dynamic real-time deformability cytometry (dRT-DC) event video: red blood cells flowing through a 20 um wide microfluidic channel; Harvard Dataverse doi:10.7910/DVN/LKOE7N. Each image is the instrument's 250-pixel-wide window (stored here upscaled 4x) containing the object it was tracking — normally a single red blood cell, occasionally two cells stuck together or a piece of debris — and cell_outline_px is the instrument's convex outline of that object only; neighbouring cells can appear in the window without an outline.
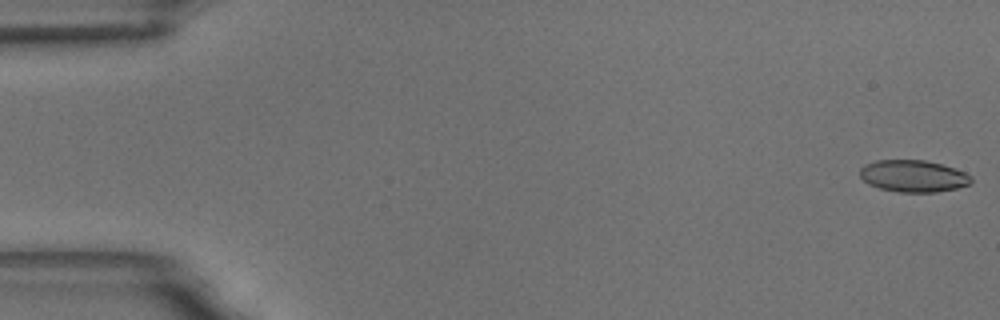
{"species": "common noctule bat (a hibernating species)", "species_latin": "Nyctalus noctula", "temperature_condition": "room temperature", "stored_images_in_passage": 59, "camera_frame_rate_fps": 3000, "um_per_image_px": 0.085, "animal": {"sex": "male", "body_mass_g": 18.8}, "frame": {"image": 1, "passage_image": 1, "time_ms": 0.0, "image_size_px": [1000, 320], "cell_outline_px": [[972, 180], [968, 184], [956, 188], [936, 192], [900, 192], [880, 188], [868, 184], [860, 176], [860, 168], [864, 164], [876, 160], [924, 160], [940, 164], [964, 172], [972, 176]], "centroid_in_image_um": [77.59, 14.96], "position_along_channel_um": 7.4, "area_um2": 20.52}}
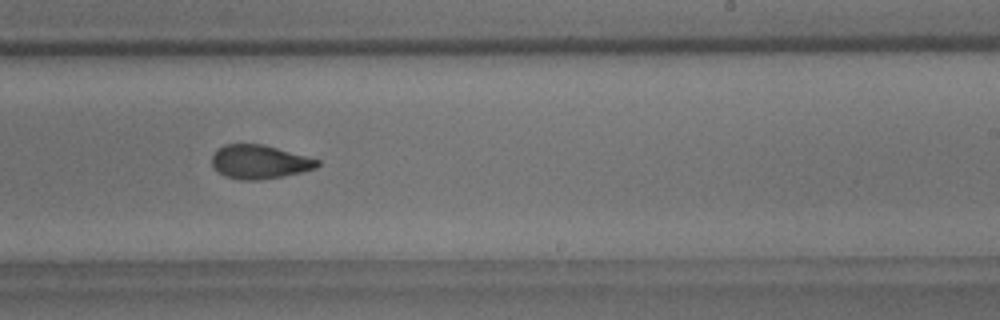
{"frame": {"image": 2, "passage_image": 36, "time_ms": 11.667, "image_size_px": [1000, 320], "cell_outline_px": [[320, 164], [316, 168], [284, 176], [260, 180], [240, 180], [224, 176], [212, 164], [212, 156], [224, 144], [260, 144], [276, 148], [320, 160]], "centroid_in_image_um": [22.06, 13.77], "position_along_channel_um": 266.9, "area_um2": 20.46}}
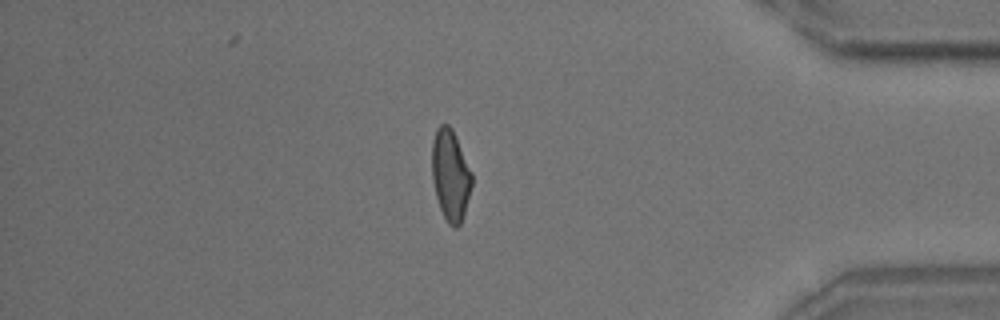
{"frame": {"image": 3, "passage_image": 50, "time_ms": 16.333, "image_size_px": [1000, 320], "cell_outline_px": [[472, 184], [464, 212], [460, 224], [456, 228], [452, 228], [448, 224], [440, 208], [436, 196], [432, 180], [432, 140], [436, 128], [440, 124], [448, 124], [452, 128], [456, 136], [472, 172]], "centroid_in_image_um": [38.28, 14.85], "position_along_channel_um": 396.9, "area_um2": 21.21}, "authors_computed_cell_mechanics": {"area_um2": 21.1548, "velocity_mm_per_s": 3.471, "shape_relaxation_time_tau1_ms": 7.0926, "shape_relaxation_time_tau2_ms": 1.494, "deformation_change_tau1": 0.1883, "deformation_change_tau2": 0.0654}}